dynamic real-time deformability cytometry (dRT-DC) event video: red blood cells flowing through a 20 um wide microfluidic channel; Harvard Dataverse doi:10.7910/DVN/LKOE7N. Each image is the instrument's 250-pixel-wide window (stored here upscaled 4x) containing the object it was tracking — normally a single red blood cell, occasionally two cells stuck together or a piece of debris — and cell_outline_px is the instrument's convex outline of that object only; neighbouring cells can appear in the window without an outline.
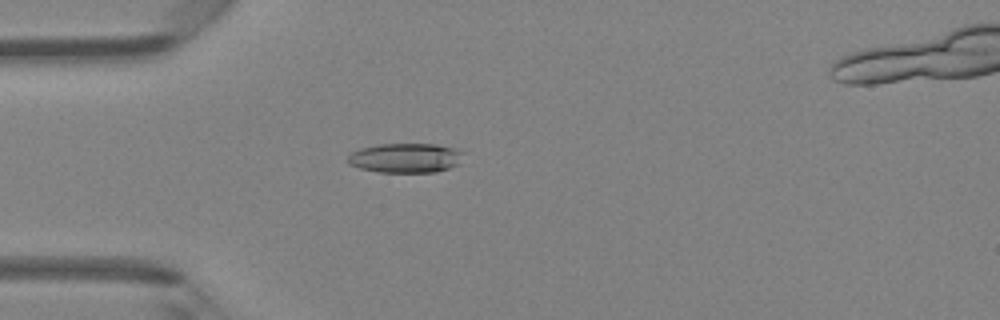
{"species": "Egyptian fruit bat (a non-hibernating species)", "species_latin": "Rousettus aegyptiacus", "temperature_condition": "room temperature", "stored_images_in_passage": 24, "camera_frame_rate_fps": 3000, "um_per_image_px": 0.085, "animal": {"sex": "female"}, "frame": {"image": 1, "passage_image": 10, "time_ms": 3.0, "image_size_px": [1000, 320], "cell_outline_px": [[464, 152], [460, 164], [436, 172], [380, 172], [360, 168], [348, 164], [348, 156], [352, 152], [360, 148], [376, 144], [436, 144], [460, 148]], "centroid_in_image_um": [34.52, 13.41], "position_along_channel_um": 50.5, "area_um2": 20.17}}
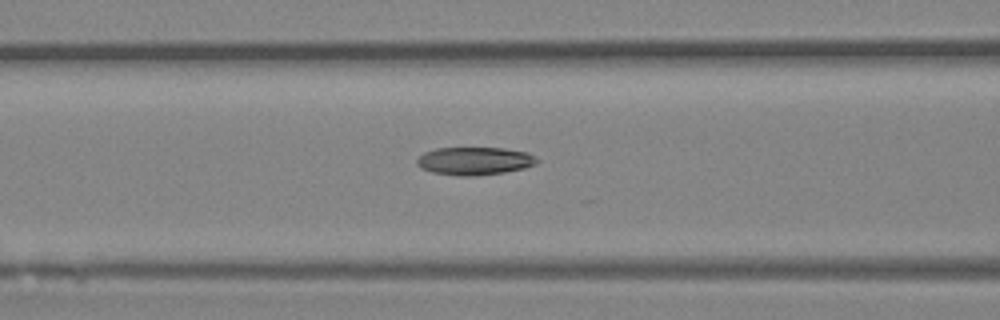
{"frame": {"image": 2, "passage_image": 16, "time_ms": 5.0, "image_size_px": [1000, 320], "cell_outline_px": [[540, 160], [536, 164], [524, 168], [504, 172], [476, 176], [456, 176], [432, 172], [420, 168], [416, 164], [416, 160], [424, 152], [436, 148], [504, 148], [528, 152]], "centroid_in_image_um": [40.33, 13.68], "position_along_channel_um": 126.3, "area_um2": 19.71}}
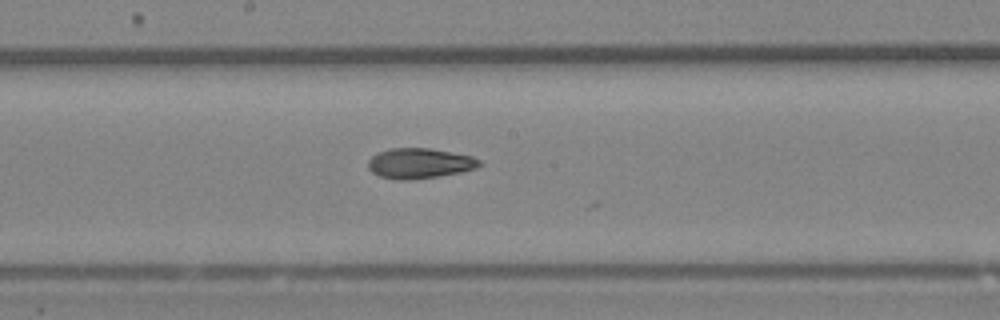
{"frame": {"image": 3, "passage_image": 22, "time_ms": 7.0, "image_size_px": [1000, 320], "cell_outline_px": [[484, 164], [476, 168], [460, 172], [440, 176], [412, 180], [396, 180], [380, 176], [372, 172], [368, 168], [368, 160], [376, 152], [388, 148], [428, 148], [472, 156], [480, 160]], "centroid_in_image_um": [35.64, 13.88], "position_along_channel_um": 212.6, "area_um2": 19.83}}